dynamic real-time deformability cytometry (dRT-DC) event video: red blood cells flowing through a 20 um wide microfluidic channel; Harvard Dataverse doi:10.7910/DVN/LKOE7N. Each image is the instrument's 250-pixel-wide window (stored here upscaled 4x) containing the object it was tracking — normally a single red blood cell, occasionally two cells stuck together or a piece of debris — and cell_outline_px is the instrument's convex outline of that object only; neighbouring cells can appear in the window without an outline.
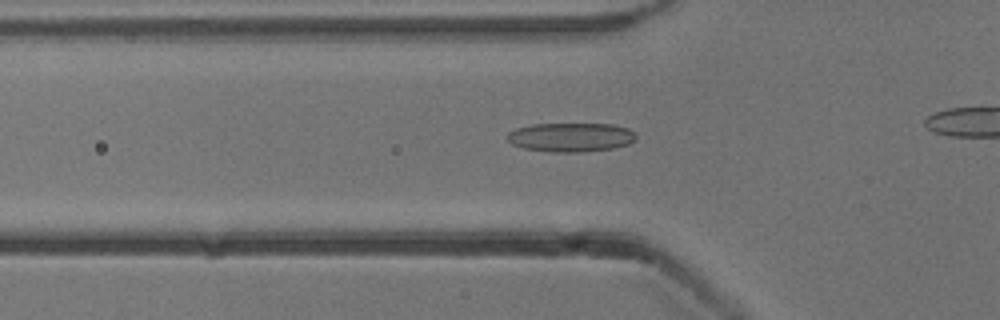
{"species": "common noctule bat (a hibernating species)", "species_latin": "Nyctalus noctula", "temperature_condition": "cold", "stored_images_in_passage": 27, "camera_frame_rate_fps": 3000, "um_per_image_px": 0.085, "animal": {"sex": "male", "body_mass_g": 13.3}, "frame": {"image": 1, "passage_image": 2, "time_ms": 0.333, "image_size_px": [1000, 320], "cell_outline_px": [[636, 140], [628, 144], [612, 148], [584, 152], [548, 152], [524, 148], [512, 144], [504, 136], [508, 132], [516, 128], [532, 124], [612, 124], [628, 128], [636, 132]], "centroid_in_image_um": [48.51, 11.66], "position_along_channel_um": 77.3, "area_um2": 22.02}}
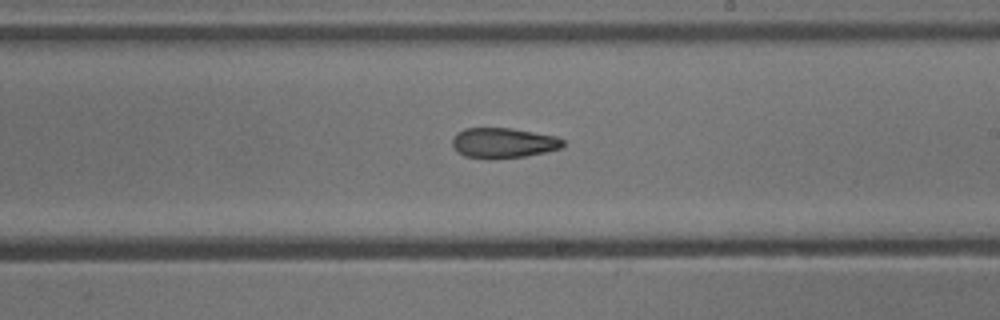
{"frame": {"image": 2, "passage_image": 15, "time_ms": 4.667, "image_size_px": [1000, 320], "cell_outline_px": [[564, 144], [560, 148], [544, 152], [524, 156], [464, 156], [456, 152], [452, 144], [452, 140], [456, 132], [464, 128], [512, 128], [556, 136], [564, 140]], "centroid_in_image_um": [42.77, 12.1], "position_along_channel_um": 246.2, "area_um2": 18.84}}
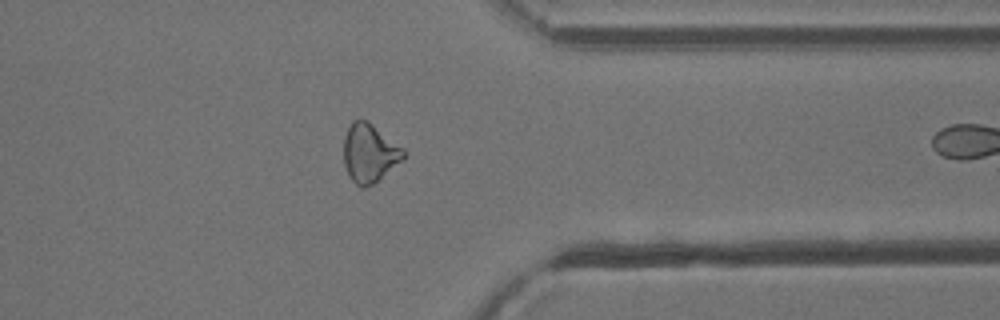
{"frame": {"image": 3, "passage_image": 26, "time_ms": 8.333, "image_size_px": [1000, 320], "cell_outline_px": [[404, 156], [400, 160], [372, 184], [364, 188], [360, 188], [352, 180], [344, 164], [344, 136], [352, 120], [360, 116], [368, 120], [404, 148]], "centroid_in_image_um": [31.37, 12.94], "position_along_channel_um": 380.0, "area_um2": 20.23}}